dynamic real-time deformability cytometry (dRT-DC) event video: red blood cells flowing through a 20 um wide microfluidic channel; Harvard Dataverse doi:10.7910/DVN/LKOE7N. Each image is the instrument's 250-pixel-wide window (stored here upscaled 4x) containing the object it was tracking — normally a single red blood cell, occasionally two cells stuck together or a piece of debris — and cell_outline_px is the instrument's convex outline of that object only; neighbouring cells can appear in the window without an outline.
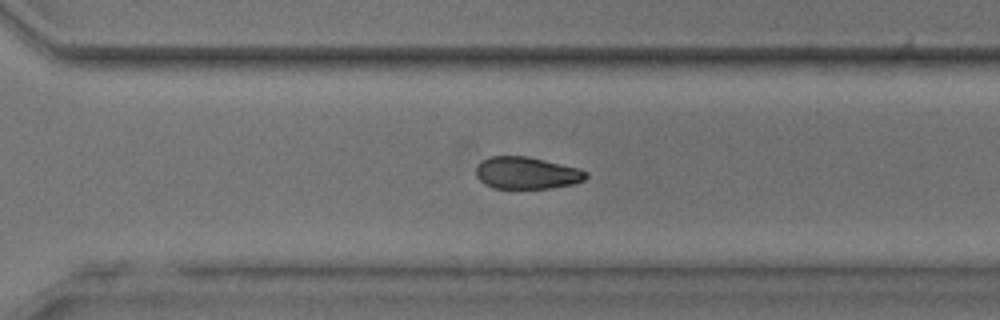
{"species": "common noctule bat (a hibernating species)", "species_latin": "Nyctalus noctula", "temperature_condition": "room temperature", "stored_images_in_passage": 43, "camera_frame_rate_fps": 3000, "um_per_image_px": 0.085, "animal": {"sex": "male", "body_mass_g": 17.9, "forearm_length_mm": 54.2}, "frame": {"image": 1, "passage_image": 31, "time_ms": 10.0, "image_size_px": [1000, 320], "cell_outline_px": [[588, 176], [584, 180], [572, 184], [548, 188], [492, 188], [484, 184], [476, 176], [476, 168], [488, 156], [528, 156], [580, 168], [588, 172]], "centroid_in_image_um": [44.78, 14.7], "position_along_channel_um": 325.8, "area_um2": 20.58}}